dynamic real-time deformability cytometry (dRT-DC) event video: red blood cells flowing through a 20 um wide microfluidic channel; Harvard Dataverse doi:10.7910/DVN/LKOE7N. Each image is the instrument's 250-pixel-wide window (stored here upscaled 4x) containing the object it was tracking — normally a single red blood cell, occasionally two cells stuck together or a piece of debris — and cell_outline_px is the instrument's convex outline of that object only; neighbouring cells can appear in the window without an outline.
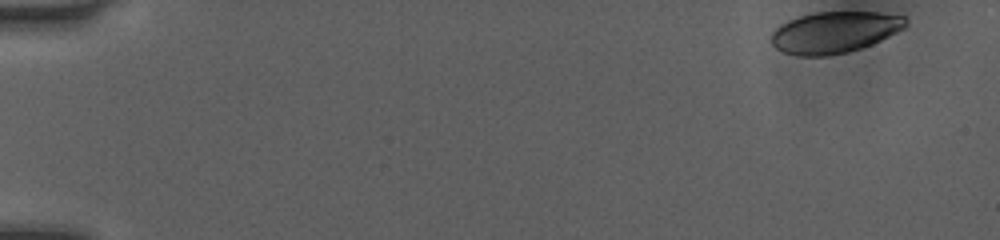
{"species": "human", "species_latin": "Homo sapiens", "temperature_condition": "room temperature", "stored_images_in_passage": 49, "camera_frame_rate_fps": 3000, "um_per_image_px": 0.085, "donor": {"sex": "female"}, "frame": {"image": 1, "passage_image": 1, "time_ms": 0.0, "image_size_px": [1000, 240], "cell_outline_px": [[908, 24], [904, 28], [872, 44], [848, 52], [824, 56], [796, 56], [784, 52], [776, 48], [772, 44], [772, 32], [780, 24], [788, 20], [800, 16], [816, 12], [876, 12], [904, 16], [908, 20]], "centroid_in_image_um": [70.93, 2.74], "position_along_channel_um": 14.1, "area_um2": 32.37}}
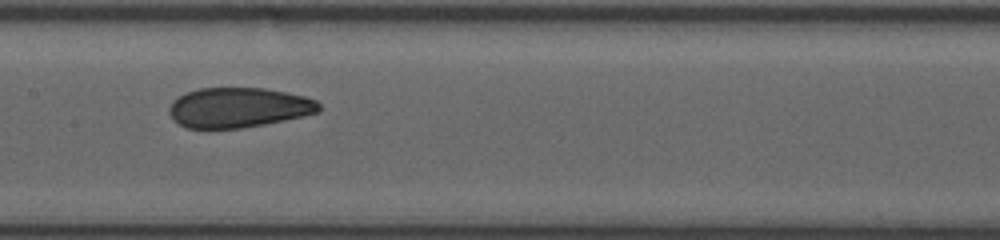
{"frame": {"image": 2, "passage_image": 25, "time_ms": 8.0, "image_size_px": [1000, 240], "cell_outline_px": [[320, 112], [304, 116], [264, 124], [240, 128], [188, 128], [172, 120], [168, 112], [168, 108], [172, 100], [188, 92], [200, 88], [264, 88], [288, 92], [304, 96], [316, 100], [320, 104]], "centroid_in_image_um": [20.27, 9.14], "position_along_channel_um": 187.1, "area_um2": 34.97}}
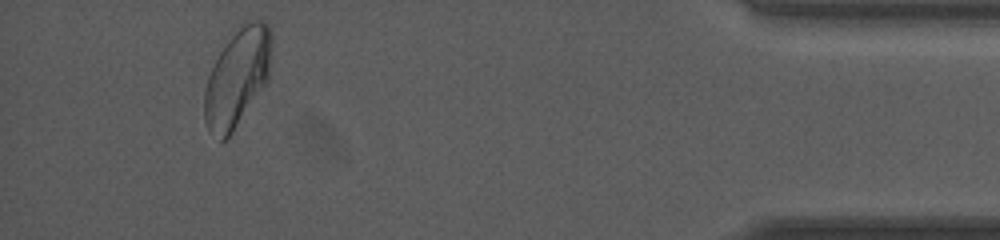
{"frame": {"image": 3, "passage_image": 46, "time_ms": 15.0, "image_size_px": [1000, 240], "cell_outline_px": [[272, 48], [268, 80], [232, 132], [224, 140], [220, 140], [208, 128], [204, 120], [204, 88], [208, 76], [220, 52], [228, 40], [244, 20], [260, 16], [268, 24], [272, 32]], "centroid_in_image_um": [20.2, 6.49], "position_along_channel_um": 415.0, "area_um2": 38.44}, "authors_computed_cell_mechanics": {"area_um2": 35.836, "velocity_mm_per_s": 4.0423, "shape_relaxation_time_tau1_ms": 6.0638, "shape_relaxation_time_tau2_ms": 1.4028, "deformation_change_tau1": 0.1585, "deformation_change_tau2": 0.0659}}